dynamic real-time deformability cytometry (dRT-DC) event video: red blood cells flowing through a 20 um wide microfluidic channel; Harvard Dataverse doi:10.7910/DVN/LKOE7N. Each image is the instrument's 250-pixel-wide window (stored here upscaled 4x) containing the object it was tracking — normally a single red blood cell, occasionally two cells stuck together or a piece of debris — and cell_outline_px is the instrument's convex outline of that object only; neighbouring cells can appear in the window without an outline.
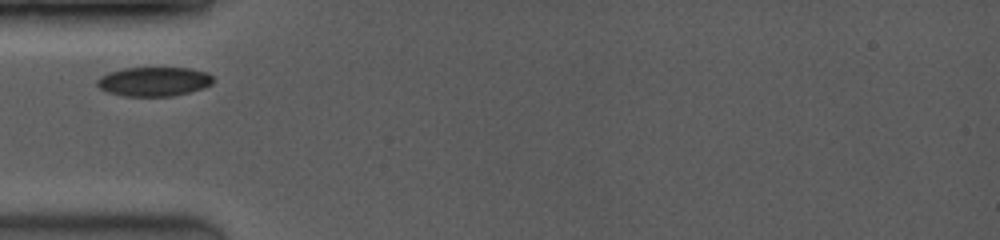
{"species": "common noctule bat (a hibernating species)", "species_latin": "Nyctalus noctula", "temperature_condition": "room temperature", "stored_images_in_passage": 3, "camera_frame_rate_fps": 3500, "um_per_image_px": 0.085, "animal": {"sex": "female", "body_mass_g": 19.0, "forearm_length_mm": 53.3}, "frame": {"image": 1, "passage_image": 1, "time_ms": 0.0, "image_size_px": [1000, 240], "cell_outline_px": [[212, 84], [204, 88], [172, 96], [124, 96], [108, 92], [100, 88], [96, 84], [96, 80], [100, 76], [108, 72], [124, 68], [188, 68], [208, 72], [212, 76]], "centroid_in_image_um": [13.07, 6.93], "position_along_channel_um": 71.9, "area_um2": 19.77}}